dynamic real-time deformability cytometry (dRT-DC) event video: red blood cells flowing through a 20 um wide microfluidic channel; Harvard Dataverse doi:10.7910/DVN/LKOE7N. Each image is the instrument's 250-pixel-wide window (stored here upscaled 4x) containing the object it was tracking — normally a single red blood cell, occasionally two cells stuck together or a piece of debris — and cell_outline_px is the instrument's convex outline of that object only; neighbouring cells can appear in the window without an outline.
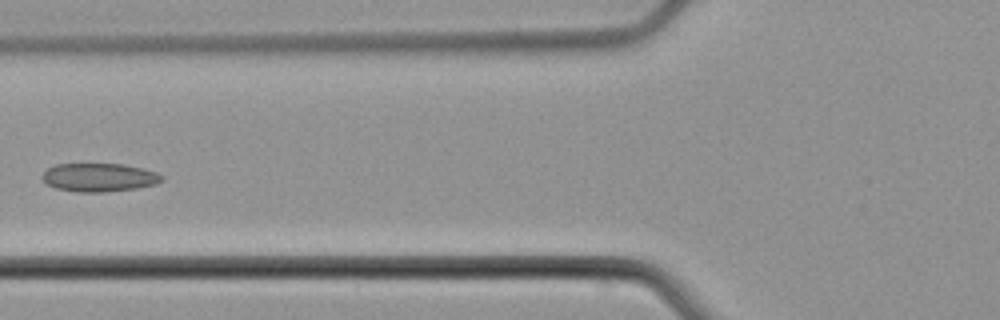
{"species": "common noctule bat (a hibernating species)", "species_latin": "Nyctalus noctula", "temperature_condition": "cold", "stored_images_in_passage": 6, "camera_frame_rate_fps": 3000, "um_per_image_px": 0.085, "animal": {"sex": "male", "body_mass_g": 21.5, "forearm_length_mm": 52.0}, "frame": {"image": 1, "passage_image": 5, "time_ms": 5.0, "image_size_px": [1000, 320], "cell_outline_px": [[164, 180], [156, 184], [136, 188], [104, 192], [80, 192], [56, 188], [44, 184], [40, 176], [48, 168], [56, 164], [124, 164], [156, 172], [164, 176]], "centroid_in_image_um": [8.4, 15.08], "position_along_channel_um": 117.4, "area_um2": 19.88}}
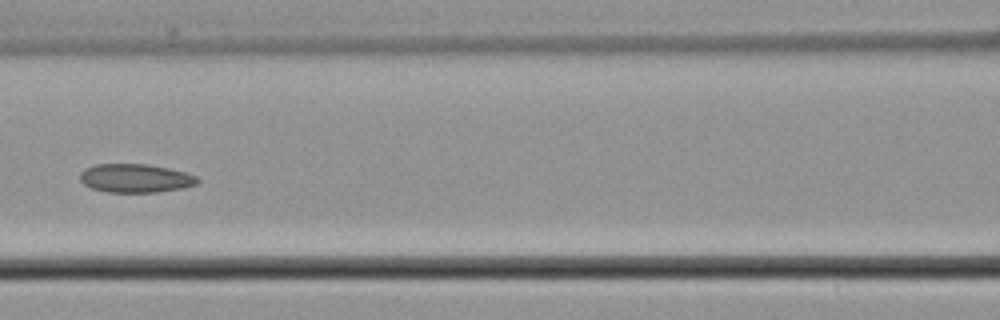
{"frame": {"image": 2, "passage_image": 6, "time_ms": 6.0, "image_size_px": [1000, 320], "cell_outline_px": [[200, 180], [196, 184], [180, 188], [156, 192], [108, 192], [92, 188], [84, 184], [80, 180], [80, 172], [84, 168], [96, 164], [148, 164], [168, 168], [184, 172], [196, 176]], "centroid_in_image_um": [11.48, 15.14], "position_along_channel_um": 155.1, "area_um2": 19.48}}